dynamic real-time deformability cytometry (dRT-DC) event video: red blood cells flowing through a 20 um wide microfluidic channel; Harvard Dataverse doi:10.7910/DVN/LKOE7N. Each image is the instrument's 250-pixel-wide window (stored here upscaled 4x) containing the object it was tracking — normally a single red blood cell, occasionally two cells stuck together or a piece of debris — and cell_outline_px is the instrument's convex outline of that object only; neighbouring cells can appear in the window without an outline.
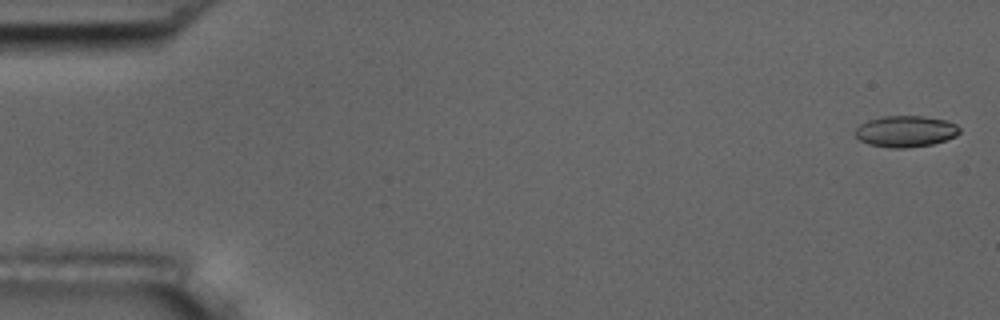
{"species": "common noctule bat (a hibernating species)", "species_latin": "Nyctalus noctula", "temperature_condition": "room temperature", "stored_images_in_passage": 57, "camera_frame_rate_fps": 3000, "um_per_image_px": 0.085, "animal": {"sex": "male", "body_mass_g": 17.5, "forearm_length_mm": 52.3}, "frame": {"image": 1, "passage_image": 2, "time_ms": 0.333, "image_size_px": [1000, 320], "cell_outline_px": [[960, 132], [956, 136], [932, 144], [904, 148], [888, 148], [868, 144], [860, 140], [856, 136], [856, 128], [860, 124], [868, 120], [884, 116], [924, 116], [948, 120], [956, 124], [960, 128]], "centroid_in_image_um": [76.99, 11.16], "position_along_channel_um": 8.0, "area_um2": 19.07}}
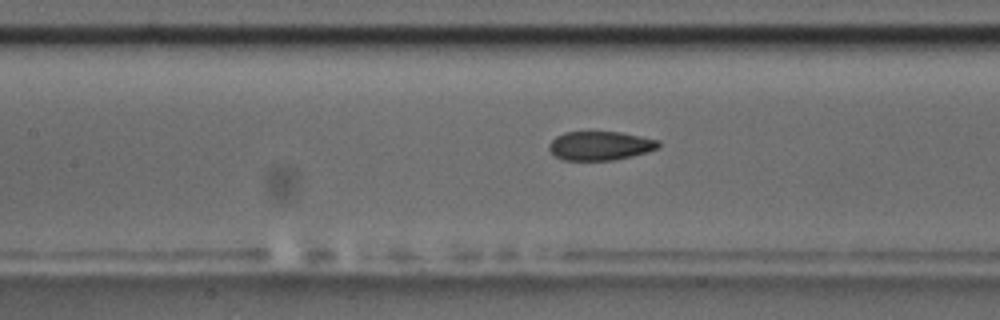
{"frame": {"image": 2, "passage_image": 26, "time_ms": 8.333, "image_size_px": [1000, 320], "cell_outline_px": [[660, 144], [656, 148], [648, 152], [632, 156], [612, 160], [564, 160], [556, 156], [548, 148], [548, 144], [556, 136], [564, 132], [620, 132], [660, 140]], "centroid_in_image_um": [51.01, 12.38], "position_along_channel_um": 156.4, "area_um2": 18.38}}
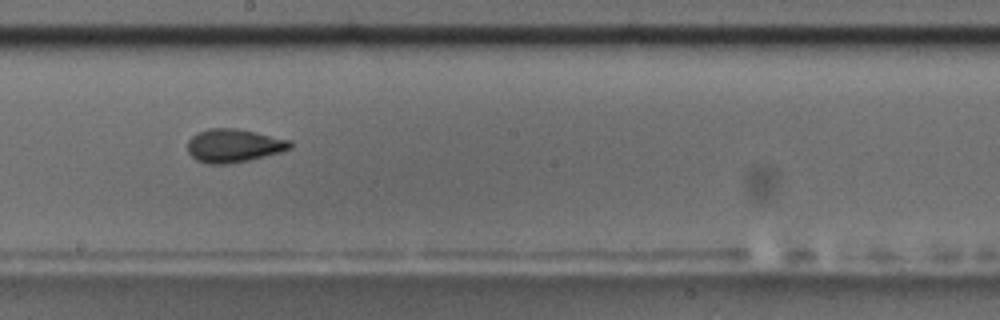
{"frame": {"image": 3, "passage_image": 32, "time_ms": 10.333, "image_size_px": [1000, 320], "cell_outline_px": [[292, 148], [280, 152], [248, 160], [228, 164], [208, 164], [196, 160], [188, 152], [188, 140], [196, 132], [208, 128], [236, 128], [292, 140]], "centroid_in_image_um": [19.86, 12.37], "position_along_channel_um": 228.3, "area_um2": 20.0}, "authors_computed_cell_mechanics": {"area_um2": 19.5364, "velocity_mm_per_s": 3.6223, "shape_relaxation_time_tau1_ms": 7.9997, "shape_relaxation_time_tau2_ms": 1.5229, "deformation_change_tau1": 0.1705, "deformation_change_tau2": 0.0721}}